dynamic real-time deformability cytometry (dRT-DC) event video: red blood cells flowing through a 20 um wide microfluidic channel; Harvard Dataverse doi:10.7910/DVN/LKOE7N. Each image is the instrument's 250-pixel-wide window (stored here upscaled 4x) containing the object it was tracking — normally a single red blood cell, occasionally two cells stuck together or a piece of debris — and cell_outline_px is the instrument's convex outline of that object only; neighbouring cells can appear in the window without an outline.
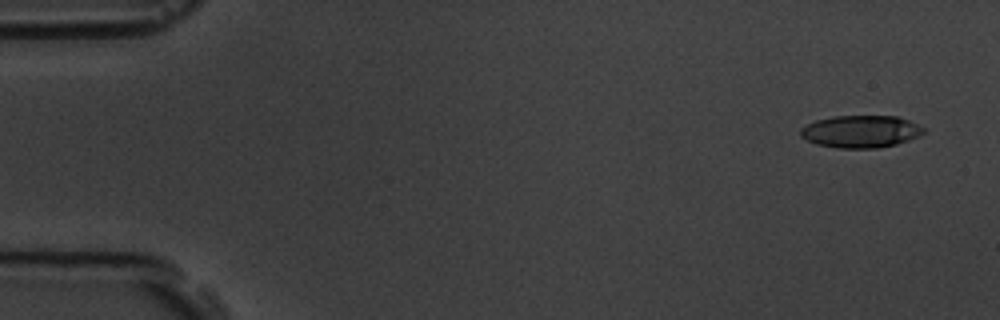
{"species": "common noctule bat (a hibernating species)", "species_latin": "Nyctalus noctula", "temperature_condition": "room temperature", "stored_images_in_passage": 5, "camera_frame_rate_fps": 3000, "um_per_image_px": 0.085, "animal": {"sex": "male", "body_mass_g": 19.5, "forearm_length_mm": 54.6}, "frame": {"image": 1, "passage_image": 1, "time_ms": 0.0, "image_size_px": [1000, 320], "cell_outline_px": [[924, 132], [920, 136], [896, 144], [876, 148], [836, 148], [816, 144], [800, 136], [800, 128], [816, 120], [832, 116], [896, 116], [908, 120], [924, 128]], "centroid_in_image_um": [73.14, 11.18], "position_along_channel_um": 11.9, "area_um2": 23.12}}
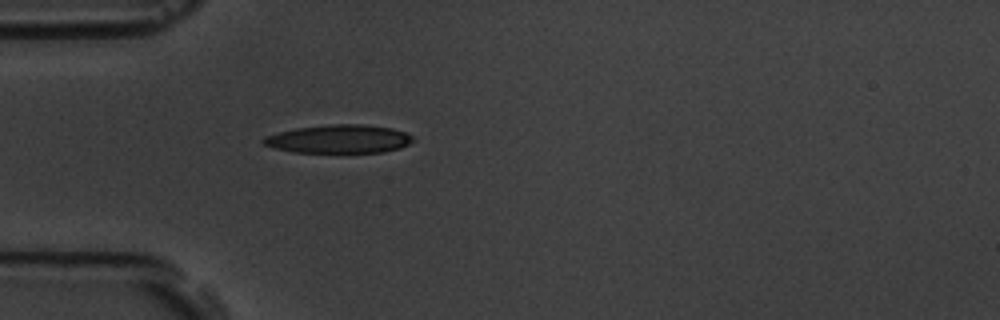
{"frame": {"image": 2, "passage_image": 5, "time_ms": 4.667, "image_size_px": [1000, 320], "cell_outline_px": [[416, 140], [400, 148], [384, 152], [292, 152], [272, 148], [264, 144], [260, 140], [264, 136], [296, 128], [332, 124], [360, 124], [392, 128], [404, 132], [412, 136]], "centroid_in_image_um": [28.8, 11.82], "position_along_channel_um": 56.2, "area_um2": 24.74}}